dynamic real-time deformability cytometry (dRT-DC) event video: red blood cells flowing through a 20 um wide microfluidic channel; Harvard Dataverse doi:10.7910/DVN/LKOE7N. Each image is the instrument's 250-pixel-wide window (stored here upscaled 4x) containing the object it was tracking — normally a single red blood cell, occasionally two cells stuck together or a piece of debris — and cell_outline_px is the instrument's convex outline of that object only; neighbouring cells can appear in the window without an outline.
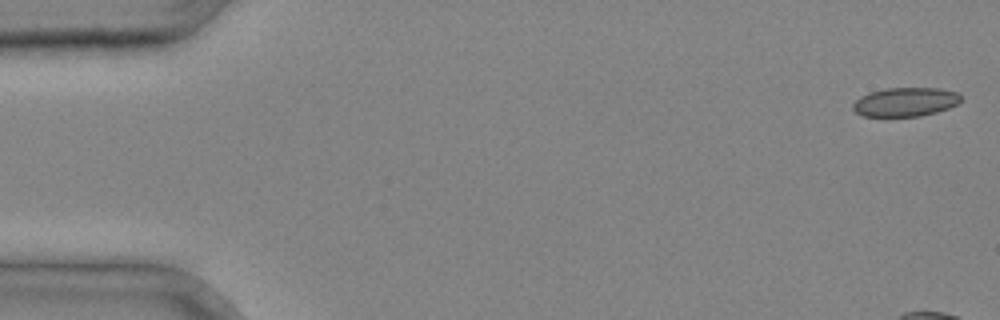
{"species": "common noctule bat (a hibernating species)", "species_latin": "Nyctalus noctula", "temperature_condition": "cold", "stored_images_in_passage": 7, "camera_frame_rate_fps": 3000, "um_per_image_px": 0.085, "animal": {"sex": "male", "body_mass_g": 20.4}, "frame": {"image": 1, "passage_image": 1, "time_ms": 0.0, "image_size_px": [1000, 320], "cell_outline_px": [[960, 100], [956, 104], [948, 108], [936, 112], [920, 116], [864, 116], [856, 112], [852, 108], [852, 104], [860, 96], [868, 92], [884, 88], [940, 88], [960, 92]], "centroid_in_image_um": [76.94, 8.65], "position_along_channel_um": 8.1, "area_um2": 18.26}}